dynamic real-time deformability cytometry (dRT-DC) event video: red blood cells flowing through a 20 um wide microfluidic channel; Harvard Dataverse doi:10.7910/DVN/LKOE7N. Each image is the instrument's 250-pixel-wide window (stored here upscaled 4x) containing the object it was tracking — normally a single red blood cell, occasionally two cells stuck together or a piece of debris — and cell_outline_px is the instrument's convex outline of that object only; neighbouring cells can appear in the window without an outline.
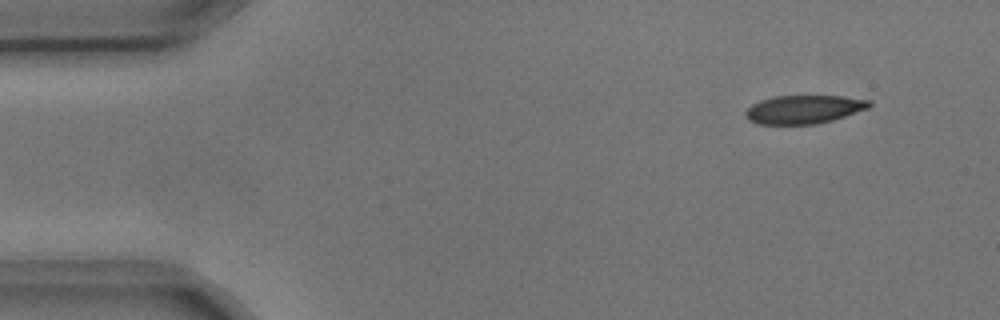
{"species": "common noctule bat (a hibernating species)", "species_latin": "Nyctalus noctula", "temperature_condition": "cold", "stored_images_in_passage": 10, "camera_frame_rate_fps": 3000, "um_per_image_px": 0.085, "animal": {"sex": "male", "body_mass_g": 17.9, "forearm_length_mm": 54.2}, "frame": {"image": 1, "passage_image": 1, "time_ms": 0.0, "image_size_px": [1000, 320], "cell_outline_px": [[872, 104], [868, 108], [832, 120], [816, 124], [756, 124], [748, 120], [744, 116], [744, 112], [752, 104], [760, 100], [772, 96], [840, 96], [872, 100]], "centroid_in_image_um": [68.29, 9.29], "position_along_channel_um": 16.7, "area_um2": 20.58}}
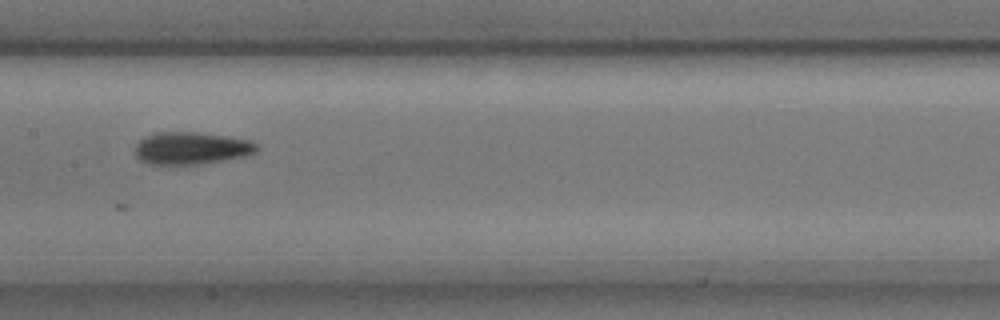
{"frame": {"image": 2, "passage_image": 7, "time_ms": 2.0, "image_size_px": [1000, 320], "cell_outline_px": [[260, 148], [256, 152], [248, 156], [196, 164], [148, 164], [140, 160], [136, 156], [136, 144], [144, 136], [156, 132], [196, 132], [228, 136], [248, 140], [256, 144]], "centroid_in_image_um": [16.27, 12.59], "position_along_channel_um": 191.1, "area_um2": 22.95}}
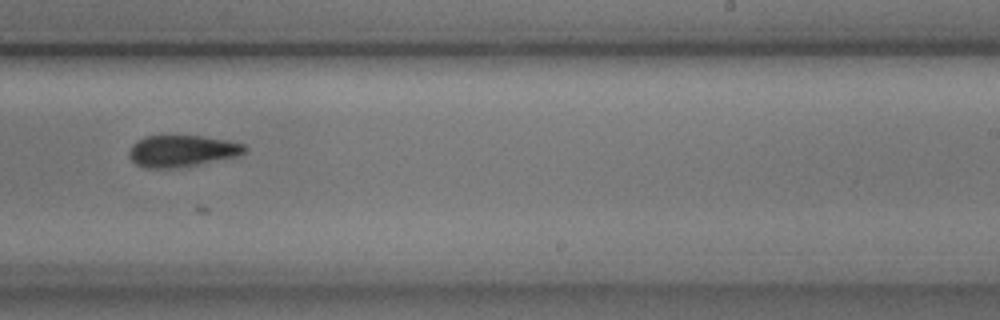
{"frame": {"image": 3, "passage_image": 9, "time_ms": 2.667, "image_size_px": [1000, 320], "cell_outline_px": [[248, 148], [240, 156], [196, 164], [172, 168], [144, 168], [136, 164], [128, 156], [128, 152], [132, 144], [136, 140], [144, 136], [200, 136], [224, 140], [244, 144]], "centroid_in_image_um": [15.43, 12.83], "position_along_channel_um": 273.6, "area_um2": 21.21}}